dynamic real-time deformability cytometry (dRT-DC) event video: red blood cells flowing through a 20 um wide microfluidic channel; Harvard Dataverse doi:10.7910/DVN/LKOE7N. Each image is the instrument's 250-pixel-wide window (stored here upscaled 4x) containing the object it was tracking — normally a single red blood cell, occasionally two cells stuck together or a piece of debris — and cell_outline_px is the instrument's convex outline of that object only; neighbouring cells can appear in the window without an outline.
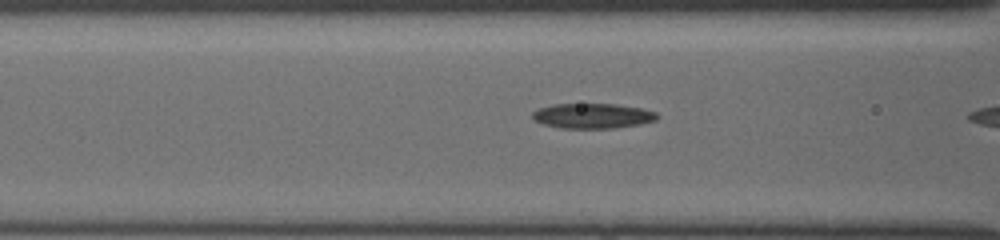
{"species": "common noctule bat (a hibernating species)", "species_latin": "Nyctalus noctula", "temperature_condition": "cold", "stored_images_in_passage": 7, "camera_frame_rate_fps": 3000, "um_per_image_px": 0.085, "animal": {"sex": "female", "body_mass_g": 19.5, "forearm_length_mm": 54.1}, "frame": {"image": 1, "passage_image": 6, "time_ms": 1.667, "image_size_px": [1000, 240], "cell_outline_px": [[660, 116], [656, 120], [640, 124], [616, 128], [560, 128], [544, 124], [532, 120], [532, 112], [536, 108], [552, 104], [616, 104], [640, 108], [656, 112]], "centroid_in_image_um": [50.34, 9.85], "position_along_channel_um": 116.3, "area_um2": 18.38}}